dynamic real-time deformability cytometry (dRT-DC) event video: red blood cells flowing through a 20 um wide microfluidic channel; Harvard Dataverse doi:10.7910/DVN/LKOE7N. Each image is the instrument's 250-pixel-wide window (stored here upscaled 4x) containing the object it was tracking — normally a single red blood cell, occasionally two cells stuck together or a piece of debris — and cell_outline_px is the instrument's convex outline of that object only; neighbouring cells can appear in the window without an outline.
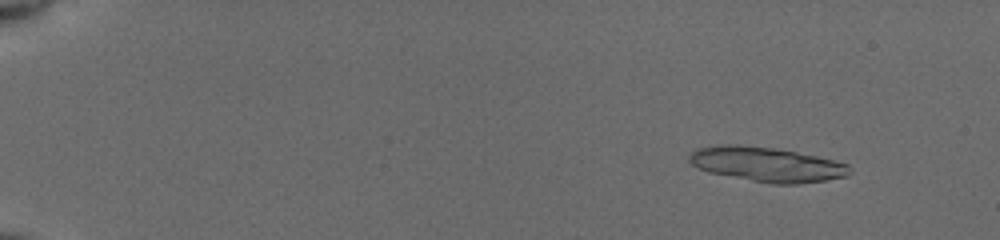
{"species": "common noctule bat (a hibernating species)", "species_latin": "Nyctalus noctula", "temperature_condition": "cold", "stored_images_in_passage": 55, "camera_frame_rate_fps": 3000, "um_per_image_px": 0.085, "animal": {"sex": "female", "body_mass_g": 19.5, "forearm_length_mm": 54.1}, "frame": {"image": 1, "passage_image": 7, "time_ms": 2.0, "image_size_px": [1000, 240], "cell_outline_px": [[852, 172], [844, 176], [824, 180], [796, 184], [772, 184], [708, 172], [692, 164], [688, 160], [688, 156], [696, 148], [712, 144], [740, 144], [772, 148], [796, 152], [816, 156], [848, 164], [852, 168]], "centroid_in_image_um": [65.13, 13.96], "position_along_channel_um": 19.9, "area_um2": 32.31}}
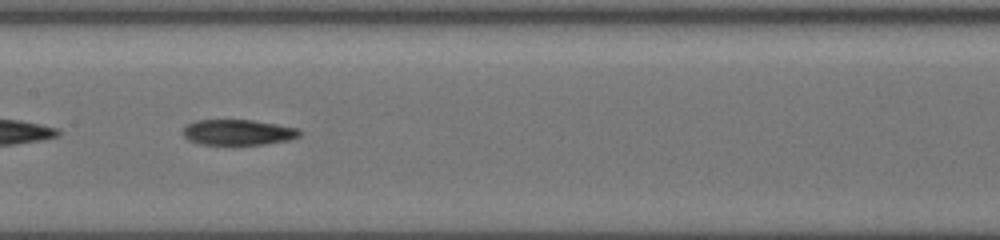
{"frame": {"image": 2, "passage_image": 31, "time_ms": 10.0, "image_size_px": [1000, 240], "cell_outline_px": [[300, 136], [288, 140], [264, 144], [200, 144], [188, 140], [180, 132], [188, 124], [196, 120], [252, 120], [276, 124], [296, 128], [300, 132]], "centroid_in_image_um": [20.19, 11.24], "position_along_channel_um": 187.2, "area_um2": 17.22}}
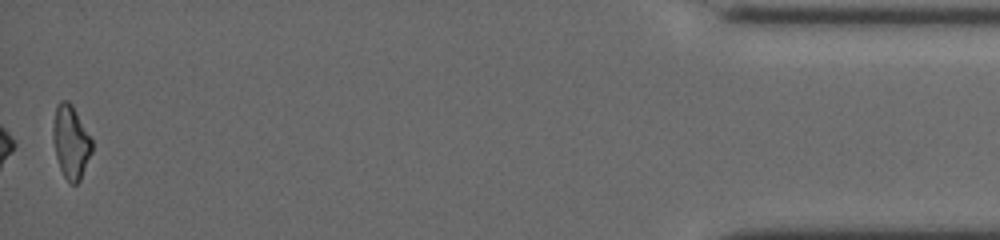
{"frame": {"image": 3, "passage_image": 55, "time_ms": 18.0, "image_size_px": [1000, 240], "cell_outline_px": [[92, 152], [80, 180], [76, 184], [72, 184], [64, 176], [60, 168], [56, 156], [52, 136], [52, 128], [56, 104], [60, 100], [68, 100], [72, 104], [92, 140]], "centroid_in_image_um": [6.01, 12.04], "position_along_channel_um": 429.2, "area_um2": 16.59}}